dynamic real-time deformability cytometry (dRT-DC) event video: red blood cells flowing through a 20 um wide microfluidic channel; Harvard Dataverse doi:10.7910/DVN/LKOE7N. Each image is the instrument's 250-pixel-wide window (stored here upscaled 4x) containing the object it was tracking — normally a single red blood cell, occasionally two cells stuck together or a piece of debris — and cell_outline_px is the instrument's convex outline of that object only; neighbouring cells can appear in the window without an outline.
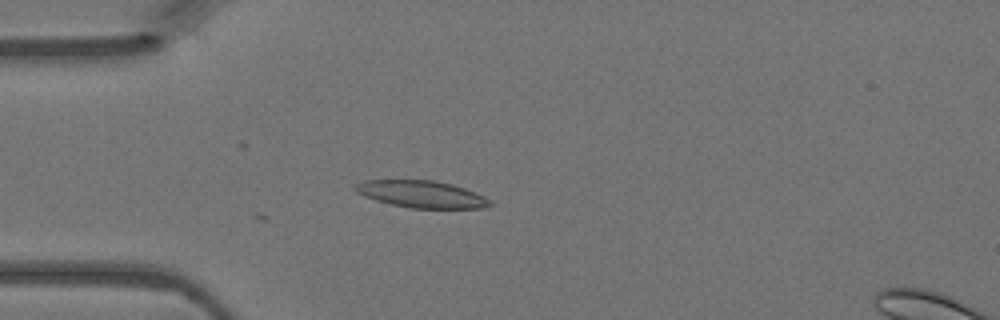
{"species": "Egyptian fruit bat (a non-hibernating species)", "species_latin": "Rousettus aegyptiacus", "temperature_condition": "warm", "stored_images_in_passage": 4, "camera_frame_rate_fps": 3000, "um_per_image_px": 0.085, "animal": {"sex": "female"}, "frame": {"image": 1, "passage_image": 2, "time_ms": 0.333, "image_size_px": [1000, 320], "cell_outline_px": [[492, 204], [484, 208], [412, 208], [392, 204], [376, 200], [364, 196], [356, 192], [352, 188], [352, 184], [364, 180], [432, 180], [452, 184], [464, 188], [484, 196], [492, 200]], "centroid_in_image_um": [35.8, 16.5], "position_along_channel_um": 49.2, "area_um2": 21.27}}